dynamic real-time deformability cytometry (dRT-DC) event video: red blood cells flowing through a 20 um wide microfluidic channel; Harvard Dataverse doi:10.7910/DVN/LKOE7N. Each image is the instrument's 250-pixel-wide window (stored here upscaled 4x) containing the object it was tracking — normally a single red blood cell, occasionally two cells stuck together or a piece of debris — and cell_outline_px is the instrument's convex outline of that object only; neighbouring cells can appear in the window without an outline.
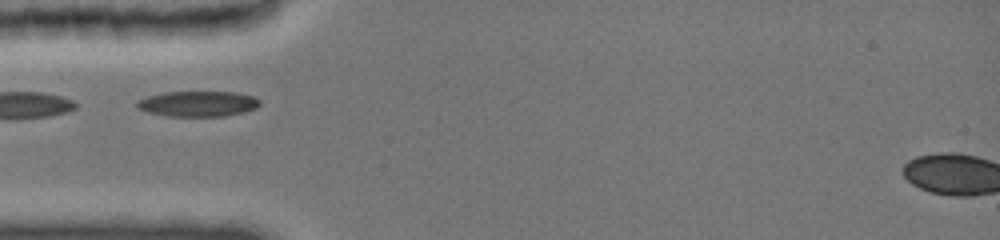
{"species": "common noctule bat (a hibernating species)", "species_latin": "Nyctalus noctula", "temperature_condition": "cold", "stored_images_in_passage": 2, "camera_frame_rate_fps": 3000, "um_per_image_px": 0.085, "animal": {"sex": "female", "body_mass_g": 19.0, "forearm_length_mm": 51.5}, "frame": {"image": 1, "passage_image": 1, "time_ms": 0.0, "image_size_px": [1000, 240], "cell_outline_px": [[260, 104], [256, 108], [244, 112], [224, 116], [168, 116], [148, 112], [136, 108], [136, 100], [148, 96], [164, 92], [236, 92], [256, 96], [260, 100]], "centroid_in_image_um": [16.83, 8.81], "position_along_channel_um": 68.2, "area_um2": 18.38}}